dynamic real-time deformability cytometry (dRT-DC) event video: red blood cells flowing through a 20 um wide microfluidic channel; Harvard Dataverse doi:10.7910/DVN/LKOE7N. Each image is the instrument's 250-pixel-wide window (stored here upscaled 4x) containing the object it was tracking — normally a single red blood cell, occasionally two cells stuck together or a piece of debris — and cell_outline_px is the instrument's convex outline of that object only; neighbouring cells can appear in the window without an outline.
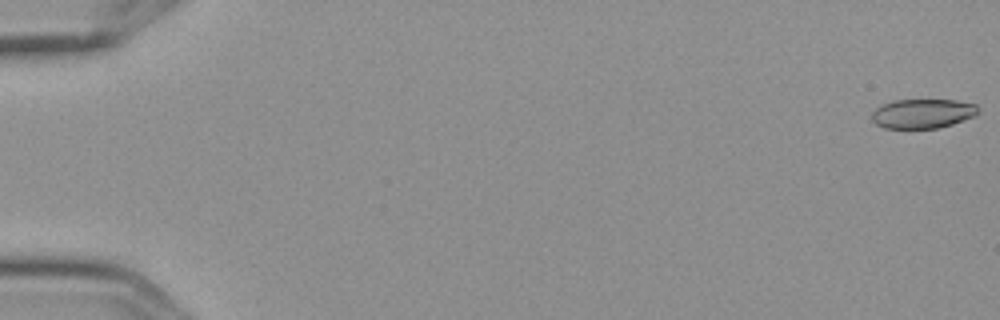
{"species": "Egyptian fruit bat (a non-hibernating species)", "species_latin": "Rousettus aegyptiacus", "temperature_condition": "cold", "stored_images_in_passage": 3, "camera_frame_rate_fps": 3000, "um_per_image_px": 0.085, "frame": {"image": 1, "passage_image": 1, "time_ms": 0.0, "image_size_px": [1000, 320], "cell_outline_px": [[980, 112], [976, 116], [952, 124], [936, 128], [884, 128], [876, 124], [872, 120], [872, 112], [880, 104], [892, 100], [956, 100], [976, 104]], "centroid_in_image_um": [78.43, 9.64], "position_along_channel_um": 6.6, "area_um2": 18.38}}